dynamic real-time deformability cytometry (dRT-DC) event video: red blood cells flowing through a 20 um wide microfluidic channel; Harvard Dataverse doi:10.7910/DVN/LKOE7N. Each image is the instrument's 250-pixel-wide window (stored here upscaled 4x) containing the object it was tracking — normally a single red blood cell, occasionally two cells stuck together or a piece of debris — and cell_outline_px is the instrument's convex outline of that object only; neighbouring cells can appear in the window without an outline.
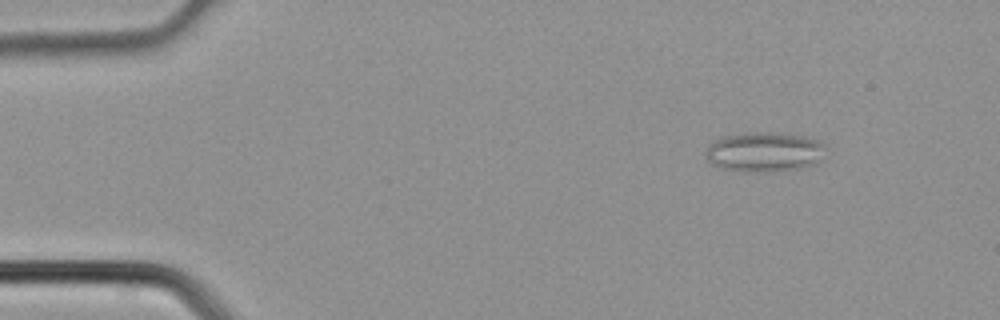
{"species": "common noctule bat (a hibernating species)", "species_latin": "Nyctalus noctula", "temperature_condition": "cold", "stored_images_in_passage": 2, "camera_frame_rate_fps": 3000, "um_per_image_px": 0.085, "animal": {"sex": "male", "body_mass_g": 21.5, "forearm_length_mm": 52.0}, "frame": {"image": 1, "passage_image": 1, "time_ms": 0.0, "image_size_px": [1000, 320], "cell_outline_px": [[824, 144], [820, 160], [816, 164], [800, 168], [764, 172], [748, 172], [720, 168], [712, 164], [708, 160], [708, 144], [720, 136], [748, 132], [784, 132], [808, 136]], "centroid_in_image_um": [64.96, 12.89], "position_along_channel_um": 20.0, "area_um2": 28.03}}